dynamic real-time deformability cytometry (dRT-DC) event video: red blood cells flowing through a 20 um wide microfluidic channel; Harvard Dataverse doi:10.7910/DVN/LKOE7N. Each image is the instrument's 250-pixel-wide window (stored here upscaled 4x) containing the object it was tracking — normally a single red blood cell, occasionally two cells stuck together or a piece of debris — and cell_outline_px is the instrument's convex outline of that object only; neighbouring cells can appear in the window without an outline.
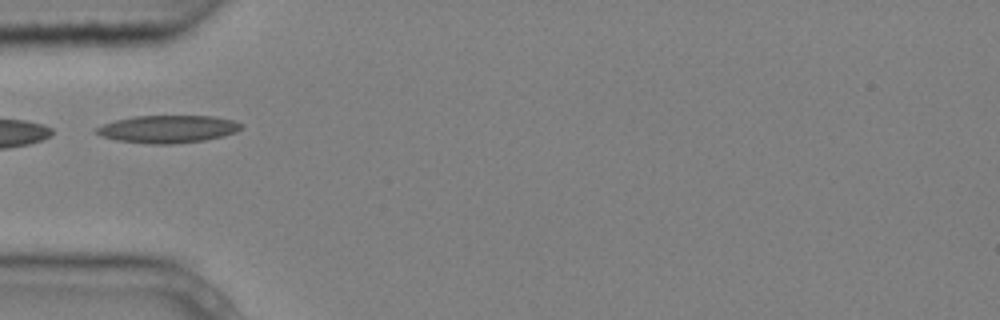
{"species": "common noctule bat (a hibernating species)", "species_latin": "Nyctalus noctula", "temperature_condition": "cold", "stored_images_in_passage": 5, "camera_frame_rate_fps": 3000, "um_per_image_px": 0.085, "animal": {"sex": "male", "body_mass_g": 20.4}, "frame": {"image": 1, "passage_image": 5, "time_ms": 1.333, "image_size_px": [1000, 320], "cell_outline_px": [[244, 128], [236, 132], [224, 136], [204, 140], [172, 144], [148, 144], [116, 140], [100, 136], [96, 132], [96, 128], [104, 124], [116, 120], [136, 116], [212, 116], [236, 120], [244, 124]], "centroid_in_image_um": [14.33, 10.97], "position_along_channel_um": 70.7, "area_um2": 23.41}}